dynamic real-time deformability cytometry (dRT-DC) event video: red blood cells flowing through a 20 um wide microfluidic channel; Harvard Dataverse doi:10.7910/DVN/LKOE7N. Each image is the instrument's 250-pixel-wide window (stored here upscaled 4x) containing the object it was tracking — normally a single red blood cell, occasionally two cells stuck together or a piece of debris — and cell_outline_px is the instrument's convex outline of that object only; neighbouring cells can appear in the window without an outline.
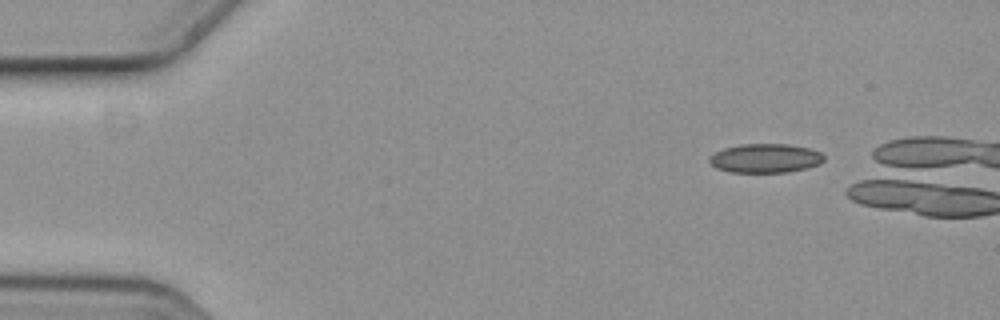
{"species": "common noctule bat (a hibernating species)", "species_latin": "Nyctalus noctula", "temperature_condition": "cold", "stored_images_in_passage": 4, "camera_frame_rate_fps": 3000, "um_per_image_px": 0.085, "animal": {"sex": "female", "body_mass_g": 19.3, "forearm_length_mm": 54.1}, "frame": {"image": 1, "passage_image": 1, "time_ms": 0.0, "image_size_px": [1000, 320], "cell_outline_px": [[824, 160], [820, 164], [808, 168], [788, 172], [732, 172], [716, 168], [708, 160], [708, 156], [724, 148], [740, 144], [788, 144], [808, 148], [820, 152], [824, 156]], "centroid_in_image_um": [65.06, 13.45], "position_along_channel_um": 19.9, "area_um2": 19.42}}